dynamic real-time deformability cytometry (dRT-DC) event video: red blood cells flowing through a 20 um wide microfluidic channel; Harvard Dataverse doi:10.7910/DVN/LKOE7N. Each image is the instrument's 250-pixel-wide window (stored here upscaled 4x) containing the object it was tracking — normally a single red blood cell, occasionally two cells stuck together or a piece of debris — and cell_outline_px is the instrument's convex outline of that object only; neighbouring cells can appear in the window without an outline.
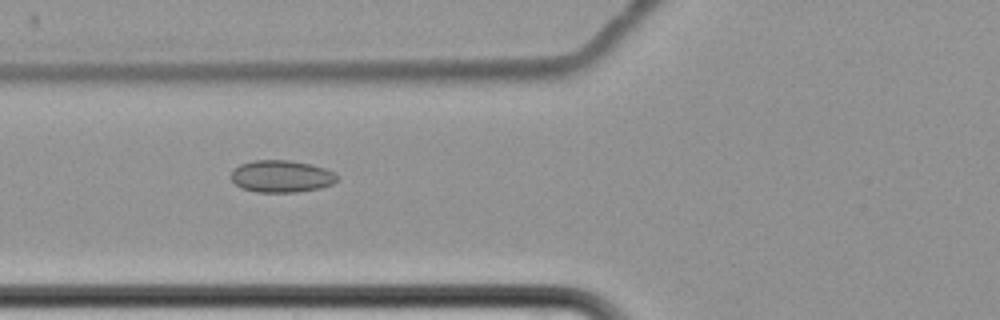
{"species": "common noctule bat (a hibernating species)", "species_latin": "Nyctalus noctula", "temperature_condition": "cold", "stored_images_in_passage": 14, "camera_frame_rate_fps": 3000, "um_per_image_px": 0.085, "animal": {"sex": "female", "body_mass_g": 22.7, "forearm_length_mm": 54.2}, "frame": {"image": 1, "passage_image": 7, "time_ms": 8.667, "image_size_px": [1000, 320], "cell_outline_px": [[340, 176], [332, 184], [320, 188], [296, 192], [256, 192], [240, 188], [228, 176], [240, 164], [252, 160], [288, 160], [312, 164], [336, 172]], "centroid_in_image_um": [23.93, 14.98], "position_along_channel_um": 101.9, "area_um2": 20.06}}
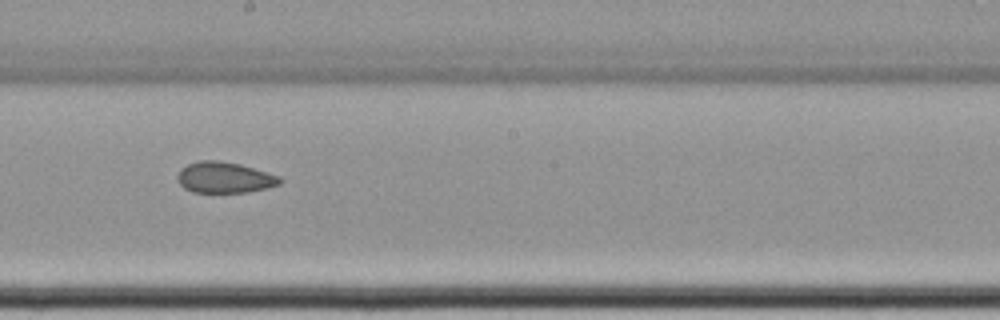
{"frame": {"image": 2, "passage_image": 10, "time_ms": 12.333, "image_size_px": [1000, 320], "cell_outline_px": [[284, 180], [280, 184], [268, 188], [248, 192], [192, 192], [184, 188], [180, 184], [176, 176], [180, 168], [188, 164], [200, 160], [216, 160], [240, 164], [280, 176]], "centroid_in_image_um": [19.09, 15.09], "position_along_channel_um": 229.1, "area_um2": 18.61}}
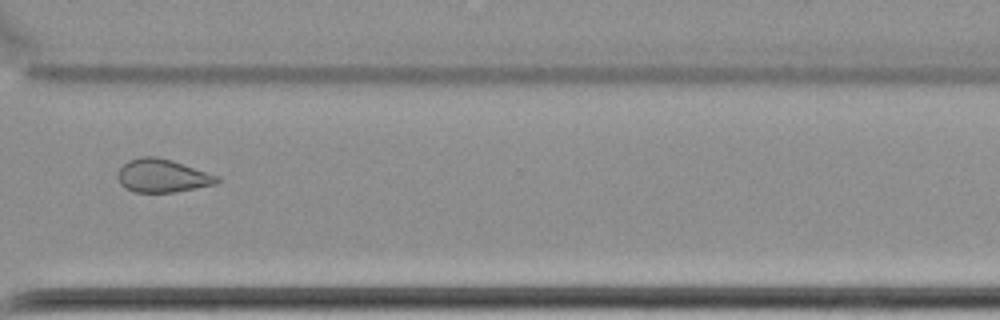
{"frame": {"image": 3, "passage_image": 13, "time_ms": 16.0, "image_size_px": [1000, 320], "cell_outline_px": [[220, 180], [216, 184], [176, 192], [136, 192], [124, 188], [120, 184], [116, 176], [116, 172], [128, 160], [140, 156], [156, 156], [172, 160], [220, 176]], "centroid_in_image_um": [13.78, 14.93], "position_along_channel_um": 356.8, "area_um2": 19.48}, "authors_computed_cell_mechanics": {"area_um2": 20.0566, "velocity_mm_per_s": 3.4793, "shape_relaxation_time_tau1_ms": null, "shape_relaxation_time_tau2_ms": 3.4193, "deformation_change_tau1": null, "deformation_change_tau2": 0.0731}}